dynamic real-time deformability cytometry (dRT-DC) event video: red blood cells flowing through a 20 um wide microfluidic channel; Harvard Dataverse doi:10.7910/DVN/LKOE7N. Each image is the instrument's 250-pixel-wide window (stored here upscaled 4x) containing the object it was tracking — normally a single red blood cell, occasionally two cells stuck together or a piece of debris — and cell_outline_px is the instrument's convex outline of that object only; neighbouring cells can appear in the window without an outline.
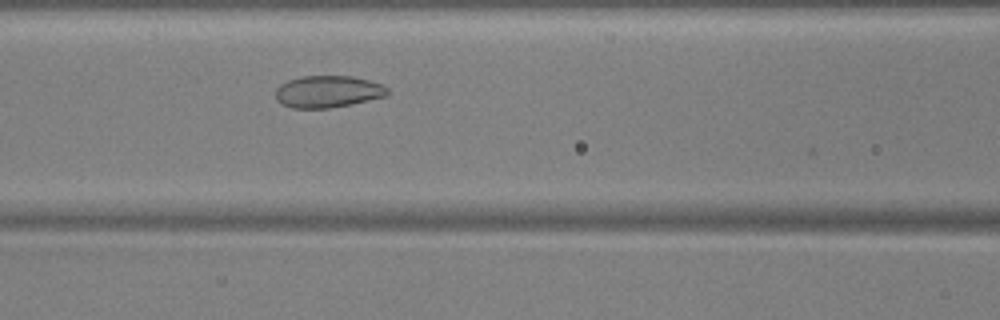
{"species": "common noctule bat (a hibernating species)", "species_latin": "Nyctalus noctula", "temperature_condition": "warm", "stored_images_in_passage": 24, "camera_frame_rate_fps": 3000, "um_per_image_px": 0.085, "animal": {"sex": "male", "body_mass_g": 17.9, "forearm_length_mm": 54.2}, "frame": {"image": 1, "passage_image": 8, "time_ms": 2.333, "image_size_px": [1000, 320], "cell_outline_px": [[388, 96], [352, 104], [328, 108], [292, 108], [280, 104], [276, 100], [276, 88], [280, 84], [288, 80], [300, 76], [352, 76], [368, 80], [380, 84], [388, 88]], "centroid_in_image_um": [27.85, 7.79], "position_along_channel_um": 138.8, "area_um2": 20.98}}
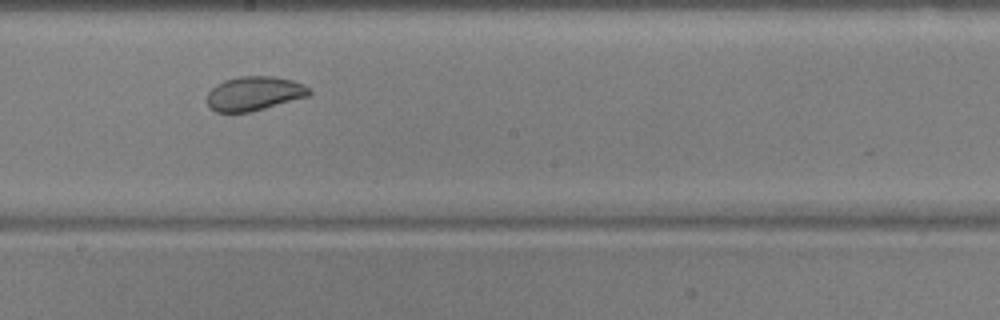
{"frame": {"image": 2, "passage_image": 15, "time_ms": 4.667, "image_size_px": [1000, 320], "cell_outline_px": [[312, 92], [308, 96], [264, 108], [248, 112], [216, 112], [208, 104], [208, 92], [216, 84], [224, 80], [240, 76], [272, 76], [292, 80], [304, 84]], "centroid_in_image_um": [21.6, 7.93], "position_along_channel_um": 226.6, "area_um2": 20.11}}
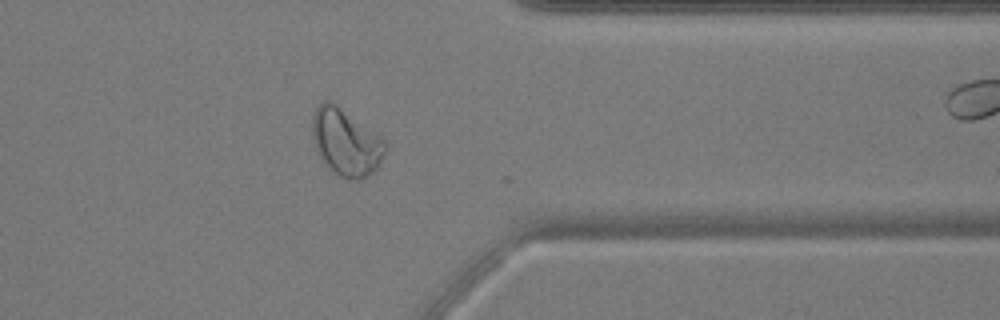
{"frame": {"image": 3, "passage_image": 23, "time_ms": 7.333, "image_size_px": [1000, 320], "cell_outline_px": [[388, 148], [380, 164], [364, 180], [348, 180], [332, 172], [324, 164], [316, 152], [312, 136], [312, 116], [320, 100], [332, 100], [384, 136], [388, 144]], "centroid_in_image_um": [29.43, 12.07], "position_along_channel_um": 382.0, "area_um2": 29.77}, "authors_computed_cell_mechanics": {"area_um2": 20.9236, "velocity_mm_per_s": 3.7978, "shape_relaxation_time_tau1_ms": null, "shape_relaxation_time_tau2_ms": 1.9259, "deformation_change_tau1": null, "deformation_change_tau2": 0.0675}}